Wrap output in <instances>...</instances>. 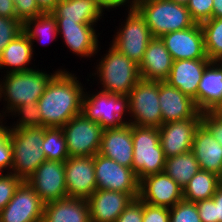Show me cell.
<instances>
[{
  "label": "cell",
  "mask_w": 222,
  "mask_h": 222,
  "mask_svg": "<svg viewBox=\"0 0 222 222\" xmlns=\"http://www.w3.org/2000/svg\"><path fill=\"white\" fill-rule=\"evenodd\" d=\"M128 96L129 124L156 128L162 125V112L159 105V81L141 78Z\"/></svg>",
  "instance_id": "9"
},
{
  "label": "cell",
  "mask_w": 222,
  "mask_h": 222,
  "mask_svg": "<svg viewBox=\"0 0 222 222\" xmlns=\"http://www.w3.org/2000/svg\"><path fill=\"white\" fill-rule=\"evenodd\" d=\"M42 222H91L86 199L66 197L44 205Z\"/></svg>",
  "instance_id": "27"
},
{
  "label": "cell",
  "mask_w": 222,
  "mask_h": 222,
  "mask_svg": "<svg viewBox=\"0 0 222 222\" xmlns=\"http://www.w3.org/2000/svg\"><path fill=\"white\" fill-rule=\"evenodd\" d=\"M58 35L63 38L64 44L78 57L93 58L101 50L97 25L80 24L77 22L56 21ZM98 52V53H97Z\"/></svg>",
  "instance_id": "14"
},
{
  "label": "cell",
  "mask_w": 222,
  "mask_h": 222,
  "mask_svg": "<svg viewBox=\"0 0 222 222\" xmlns=\"http://www.w3.org/2000/svg\"><path fill=\"white\" fill-rule=\"evenodd\" d=\"M4 121H5V119L3 118V116L0 113V127L5 123Z\"/></svg>",
  "instance_id": "51"
},
{
  "label": "cell",
  "mask_w": 222,
  "mask_h": 222,
  "mask_svg": "<svg viewBox=\"0 0 222 222\" xmlns=\"http://www.w3.org/2000/svg\"><path fill=\"white\" fill-rule=\"evenodd\" d=\"M222 106V62L211 61L205 68L197 89V109L210 112Z\"/></svg>",
  "instance_id": "26"
},
{
  "label": "cell",
  "mask_w": 222,
  "mask_h": 222,
  "mask_svg": "<svg viewBox=\"0 0 222 222\" xmlns=\"http://www.w3.org/2000/svg\"><path fill=\"white\" fill-rule=\"evenodd\" d=\"M199 170V163L192 151L166 158L165 161L164 172L182 188Z\"/></svg>",
  "instance_id": "31"
},
{
  "label": "cell",
  "mask_w": 222,
  "mask_h": 222,
  "mask_svg": "<svg viewBox=\"0 0 222 222\" xmlns=\"http://www.w3.org/2000/svg\"><path fill=\"white\" fill-rule=\"evenodd\" d=\"M202 222H216L215 201L213 198L201 200L195 203Z\"/></svg>",
  "instance_id": "44"
},
{
  "label": "cell",
  "mask_w": 222,
  "mask_h": 222,
  "mask_svg": "<svg viewBox=\"0 0 222 222\" xmlns=\"http://www.w3.org/2000/svg\"><path fill=\"white\" fill-rule=\"evenodd\" d=\"M134 198L119 191H94L87 199L91 222H115Z\"/></svg>",
  "instance_id": "20"
},
{
  "label": "cell",
  "mask_w": 222,
  "mask_h": 222,
  "mask_svg": "<svg viewBox=\"0 0 222 222\" xmlns=\"http://www.w3.org/2000/svg\"><path fill=\"white\" fill-rule=\"evenodd\" d=\"M207 57L222 61V18H211L200 24Z\"/></svg>",
  "instance_id": "32"
},
{
  "label": "cell",
  "mask_w": 222,
  "mask_h": 222,
  "mask_svg": "<svg viewBox=\"0 0 222 222\" xmlns=\"http://www.w3.org/2000/svg\"><path fill=\"white\" fill-rule=\"evenodd\" d=\"M133 149L132 124L103 130L99 154L115 160L121 166L131 168Z\"/></svg>",
  "instance_id": "22"
},
{
  "label": "cell",
  "mask_w": 222,
  "mask_h": 222,
  "mask_svg": "<svg viewBox=\"0 0 222 222\" xmlns=\"http://www.w3.org/2000/svg\"><path fill=\"white\" fill-rule=\"evenodd\" d=\"M94 166L97 189L128 193L134 199L139 197L140 181L132 168L121 166L99 153L94 156Z\"/></svg>",
  "instance_id": "11"
},
{
  "label": "cell",
  "mask_w": 222,
  "mask_h": 222,
  "mask_svg": "<svg viewBox=\"0 0 222 222\" xmlns=\"http://www.w3.org/2000/svg\"><path fill=\"white\" fill-rule=\"evenodd\" d=\"M44 205L27 181H23L0 212V222H42Z\"/></svg>",
  "instance_id": "13"
},
{
  "label": "cell",
  "mask_w": 222,
  "mask_h": 222,
  "mask_svg": "<svg viewBox=\"0 0 222 222\" xmlns=\"http://www.w3.org/2000/svg\"><path fill=\"white\" fill-rule=\"evenodd\" d=\"M212 18H222V0H213Z\"/></svg>",
  "instance_id": "49"
},
{
  "label": "cell",
  "mask_w": 222,
  "mask_h": 222,
  "mask_svg": "<svg viewBox=\"0 0 222 222\" xmlns=\"http://www.w3.org/2000/svg\"><path fill=\"white\" fill-rule=\"evenodd\" d=\"M0 16L16 18V10L13 0H0Z\"/></svg>",
  "instance_id": "46"
},
{
  "label": "cell",
  "mask_w": 222,
  "mask_h": 222,
  "mask_svg": "<svg viewBox=\"0 0 222 222\" xmlns=\"http://www.w3.org/2000/svg\"><path fill=\"white\" fill-rule=\"evenodd\" d=\"M84 87L74 73L61 69L37 102L42 127H63L74 116L81 114Z\"/></svg>",
  "instance_id": "1"
},
{
  "label": "cell",
  "mask_w": 222,
  "mask_h": 222,
  "mask_svg": "<svg viewBox=\"0 0 222 222\" xmlns=\"http://www.w3.org/2000/svg\"><path fill=\"white\" fill-rule=\"evenodd\" d=\"M68 197L88 199L97 190L94 156L69 157L65 161Z\"/></svg>",
  "instance_id": "15"
},
{
  "label": "cell",
  "mask_w": 222,
  "mask_h": 222,
  "mask_svg": "<svg viewBox=\"0 0 222 222\" xmlns=\"http://www.w3.org/2000/svg\"><path fill=\"white\" fill-rule=\"evenodd\" d=\"M34 57L33 43L22 31L2 51L0 56V70L5 74L32 70Z\"/></svg>",
  "instance_id": "28"
},
{
  "label": "cell",
  "mask_w": 222,
  "mask_h": 222,
  "mask_svg": "<svg viewBox=\"0 0 222 222\" xmlns=\"http://www.w3.org/2000/svg\"><path fill=\"white\" fill-rule=\"evenodd\" d=\"M136 9L144 17L153 37L184 30L196 23L185 5L172 0H138Z\"/></svg>",
  "instance_id": "5"
},
{
  "label": "cell",
  "mask_w": 222,
  "mask_h": 222,
  "mask_svg": "<svg viewBox=\"0 0 222 222\" xmlns=\"http://www.w3.org/2000/svg\"><path fill=\"white\" fill-rule=\"evenodd\" d=\"M160 38L174 61L209 59L206 55L203 32L199 23L184 30L165 33Z\"/></svg>",
  "instance_id": "17"
},
{
  "label": "cell",
  "mask_w": 222,
  "mask_h": 222,
  "mask_svg": "<svg viewBox=\"0 0 222 222\" xmlns=\"http://www.w3.org/2000/svg\"><path fill=\"white\" fill-rule=\"evenodd\" d=\"M173 58L160 37H154L148 44L138 64L140 77L145 80L165 81L171 72Z\"/></svg>",
  "instance_id": "23"
},
{
  "label": "cell",
  "mask_w": 222,
  "mask_h": 222,
  "mask_svg": "<svg viewBox=\"0 0 222 222\" xmlns=\"http://www.w3.org/2000/svg\"><path fill=\"white\" fill-rule=\"evenodd\" d=\"M26 181L45 204L68 197L65 162L46 160Z\"/></svg>",
  "instance_id": "12"
},
{
  "label": "cell",
  "mask_w": 222,
  "mask_h": 222,
  "mask_svg": "<svg viewBox=\"0 0 222 222\" xmlns=\"http://www.w3.org/2000/svg\"><path fill=\"white\" fill-rule=\"evenodd\" d=\"M12 115V116H11ZM18 117L17 121L10 123L8 128H25V127H42L40 110L37 102H30L16 107L10 114L9 118Z\"/></svg>",
  "instance_id": "34"
},
{
  "label": "cell",
  "mask_w": 222,
  "mask_h": 222,
  "mask_svg": "<svg viewBox=\"0 0 222 222\" xmlns=\"http://www.w3.org/2000/svg\"><path fill=\"white\" fill-rule=\"evenodd\" d=\"M202 118H188L162 124L158 130L166 158L191 151L194 135Z\"/></svg>",
  "instance_id": "18"
},
{
  "label": "cell",
  "mask_w": 222,
  "mask_h": 222,
  "mask_svg": "<svg viewBox=\"0 0 222 222\" xmlns=\"http://www.w3.org/2000/svg\"><path fill=\"white\" fill-rule=\"evenodd\" d=\"M143 201L138 197L125 208L115 222H142Z\"/></svg>",
  "instance_id": "43"
},
{
  "label": "cell",
  "mask_w": 222,
  "mask_h": 222,
  "mask_svg": "<svg viewBox=\"0 0 222 222\" xmlns=\"http://www.w3.org/2000/svg\"><path fill=\"white\" fill-rule=\"evenodd\" d=\"M42 150L47 160L65 162L70 157L62 127L45 128Z\"/></svg>",
  "instance_id": "33"
},
{
  "label": "cell",
  "mask_w": 222,
  "mask_h": 222,
  "mask_svg": "<svg viewBox=\"0 0 222 222\" xmlns=\"http://www.w3.org/2000/svg\"><path fill=\"white\" fill-rule=\"evenodd\" d=\"M101 3V6L106 10L110 11L111 9L113 10H118L120 7H128L125 8V10H131V9H136L137 6V1L138 0H99ZM118 7V8H117Z\"/></svg>",
  "instance_id": "45"
},
{
  "label": "cell",
  "mask_w": 222,
  "mask_h": 222,
  "mask_svg": "<svg viewBox=\"0 0 222 222\" xmlns=\"http://www.w3.org/2000/svg\"><path fill=\"white\" fill-rule=\"evenodd\" d=\"M212 198L215 201L216 222H222V184L218 187Z\"/></svg>",
  "instance_id": "47"
},
{
  "label": "cell",
  "mask_w": 222,
  "mask_h": 222,
  "mask_svg": "<svg viewBox=\"0 0 222 222\" xmlns=\"http://www.w3.org/2000/svg\"><path fill=\"white\" fill-rule=\"evenodd\" d=\"M59 1L60 0H36V3L40 10L45 13L52 12Z\"/></svg>",
  "instance_id": "48"
},
{
  "label": "cell",
  "mask_w": 222,
  "mask_h": 222,
  "mask_svg": "<svg viewBox=\"0 0 222 222\" xmlns=\"http://www.w3.org/2000/svg\"><path fill=\"white\" fill-rule=\"evenodd\" d=\"M53 73L38 68L24 72L4 74L0 77V102H5L1 115L7 121L9 114L18 106L38 102L45 92L50 80L61 70ZM3 80H2V79Z\"/></svg>",
  "instance_id": "2"
},
{
  "label": "cell",
  "mask_w": 222,
  "mask_h": 222,
  "mask_svg": "<svg viewBox=\"0 0 222 222\" xmlns=\"http://www.w3.org/2000/svg\"><path fill=\"white\" fill-rule=\"evenodd\" d=\"M202 123L210 130L216 141L222 146V106L210 112H203Z\"/></svg>",
  "instance_id": "40"
},
{
  "label": "cell",
  "mask_w": 222,
  "mask_h": 222,
  "mask_svg": "<svg viewBox=\"0 0 222 222\" xmlns=\"http://www.w3.org/2000/svg\"><path fill=\"white\" fill-rule=\"evenodd\" d=\"M169 213V222H202L196 204L184 199L169 208Z\"/></svg>",
  "instance_id": "35"
},
{
  "label": "cell",
  "mask_w": 222,
  "mask_h": 222,
  "mask_svg": "<svg viewBox=\"0 0 222 222\" xmlns=\"http://www.w3.org/2000/svg\"><path fill=\"white\" fill-rule=\"evenodd\" d=\"M23 24L17 18L0 16V56L4 48L22 32Z\"/></svg>",
  "instance_id": "37"
},
{
  "label": "cell",
  "mask_w": 222,
  "mask_h": 222,
  "mask_svg": "<svg viewBox=\"0 0 222 222\" xmlns=\"http://www.w3.org/2000/svg\"><path fill=\"white\" fill-rule=\"evenodd\" d=\"M22 31L33 43V52H35L34 46H36L34 42L45 45L54 41L59 36L56 18L51 12H45L35 18L26 20L23 23Z\"/></svg>",
  "instance_id": "30"
},
{
  "label": "cell",
  "mask_w": 222,
  "mask_h": 222,
  "mask_svg": "<svg viewBox=\"0 0 222 222\" xmlns=\"http://www.w3.org/2000/svg\"><path fill=\"white\" fill-rule=\"evenodd\" d=\"M45 127L9 128L13 166L11 173L26 181L46 161L42 150Z\"/></svg>",
  "instance_id": "4"
},
{
  "label": "cell",
  "mask_w": 222,
  "mask_h": 222,
  "mask_svg": "<svg viewBox=\"0 0 222 222\" xmlns=\"http://www.w3.org/2000/svg\"><path fill=\"white\" fill-rule=\"evenodd\" d=\"M23 180L11 172L0 173V212L12 199Z\"/></svg>",
  "instance_id": "36"
},
{
  "label": "cell",
  "mask_w": 222,
  "mask_h": 222,
  "mask_svg": "<svg viewBox=\"0 0 222 222\" xmlns=\"http://www.w3.org/2000/svg\"><path fill=\"white\" fill-rule=\"evenodd\" d=\"M159 105L162 124L188 118H202L194 100L165 81H159Z\"/></svg>",
  "instance_id": "19"
},
{
  "label": "cell",
  "mask_w": 222,
  "mask_h": 222,
  "mask_svg": "<svg viewBox=\"0 0 222 222\" xmlns=\"http://www.w3.org/2000/svg\"><path fill=\"white\" fill-rule=\"evenodd\" d=\"M16 18L23 24L26 20L41 15L43 12L38 7L36 0H13Z\"/></svg>",
  "instance_id": "41"
},
{
  "label": "cell",
  "mask_w": 222,
  "mask_h": 222,
  "mask_svg": "<svg viewBox=\"0 0 222 222\" xmlns=\"http://www.w3.org/2000/svg\"><path fill=\"white\" fill-rule=\"evenodd\" d=\"M172 1L186 6L189 0H172Z\"/></svg>",
  "instance_id": "50"
},
{
  "label": "cell",
  "mask_w": 222,
  "mask_h": 222,
  "mask_svg": "<svg viewBox=\"0 0 222 222\" xmlns=\"http://www.w3.org/2000/svg\"><path fill=\"white\" fill-rule=\"evenodd\" d=\"M169 208L154 206L143 202V220L142 222H169Z\"/></svg>",
  "instance_id": "42"
},
{
  "label": "cell",
  "mask_w": 222,
  "mask_h": 222,
  "mask_svg": "<svg viewBox=\"0 0 222 222\" xmlns=\"http://www.w3.org/2000/svg\"><path fill=\"white\" fill-rule=\"evenodd\" d=\"M139 198L154 206L171 208L183 200V188L163 171L140 180Z\"/></svg>",
  "instance_id": "16"
},
{
  "label": "cell",
  "mask_w": 222,
  "mask_h": 222,
  "mask_svg": "<svg viewBox=\"0 0 222 222\" xmlns=\"http://www.w3.org/2000/svg\"><path fill=\"white\" fill-rule=\"evenodd\" d=\"M210 62V59L174 61L171 72L165 82L191 97L197 107V89L202 74Z\"/></svg>",
  "instance_id": "21"
},
{
  "label": "cell",
  "mask_w": 222,
  "mask_h": 222,
  "mask_svg": "<svg viewBox=\"0 0 222 222\" xmlns=\"http://www.w3.org/2000/svg\"><path fill=\"white\" fill-rule=\"evenodd\" d=\"M12 166V147L9 140V128L4 123L0 127V173L5 171L11 172Z\"/></svg>",
  "instance_id": "38"
},
{
  "label": "cell",
  "mask_w": 222,
  "mask_h": 222,
  "mask_svg": "<svg viewBox=\"0 0 222 222\" xmlns=\"http://www.w3.org/2000/svg\"><path fill=\"white\" fill-rule=\"evenodd\" d=\"M70 157L95 156L100 151L103 128L84 114L74 116L62 127Z\"/></svg>",
  "instance_id": "10"
},
{
  "label": "cell",
  "mask_w": 222,
  "mask_h": 222,
  "mask_svg": "<svg viewBox=\"0 0 222 222\" xmlns=\"http://www.w3.org/2000/svg\"><path fill=\"white\" fill-rule=\"evenodd\" d=\"M133 161L132 170L138 180L164 171L166 157L160 143V133L156 127L132 124Z\"/></svg>",
  "instance_id": "7"
},
{
  "label": "cell",
  "mask_w": 222,
  "mask_h": 222,
  "mask_svg": "<svg viewBox=\"0 0 222 222\" xmlns=\"http://www.w3.org/2000/svg\"><path fill=\"white\" fill-rule=\"evenodd\" d=\"M191 151L199 163L200 170L210 171L222 177V146L203 123L195 132Z\"/></svg>",
  "instance_id": "24"
},
{
  "label": "cell",
  "mask_w": 222,
  "mask_h": 222,
  "mask_svg": "<svg viewBox=\"0 0 222 222\" xmlns=\"http://www.w3.org/2000/svg\"><path fill=\"white\" fill-rule=\"evenodd\" d=\"M104 11L99 0H60L51 13L56 21L96 25Z\"/></svg>",
  "instance_id": "25"
},
{
  "label": "cell",
  "mask_w": 222,
  "mask_h": 222,
  "mask_svg": "<svg viewBox=\"0 0 222 222\" xmlns=\"http://www.w3.org/2000/svg\"><path fill=\"white\" fill-rule=\"evenodd\" d=\"M108 51L96 62L93 79H98L100 91L115 95H129L141 79L139 66L136 62L123 55L109 44ZM97 75V76H96ZM97 77V78H96Z\"/></svg>",
  "instance_id": "3"
},
{
  "label": "cell",
  "mask_w": 222,
  "mask_h": 222,
  "mask_svg": "<svg viewBox=\"0 0 222 222\" xmlns=\"http://www.w3.org/2000/svg\"><path fill=\"white\" fill-rule=\"evenodd\" d=\"M86 90L82 99V114L88 119L97 122L103 129L120 128L130 123V119L125 117L130 116L128 95H115L100 90L90 93Z\"/></svg>",
  "instance_id": "6"
},
{
  "label": "cell",
  "mask_w": 222,
  "mask_h": 222,
  "mask_svg": "<svg viewBox=\"0 0 222 222\" xmlns=\"http://www.w3.org/2000/svg\"><path fill=\"white\" fill-rule=\"evenodd\" d=\"M128 13V14H127ZM125 20L116 26L111 45L139 64L149 42L154 38L144 17L137 9L127 10ZM123 23V24H122Z\"/></svg>",
  "instance_id": "8"
},
{
  "label": "cell",
  "mask_w": 222,
  "mask_h": 222,
  "mask_svg": "<svg viewBox=\"0 0 222 222\" xmlns=\"http://www.w3.org/2000/svg\"><path fill=\"white\" fill-rule=\"evenodd\" d=\"M222 184V177L210 171L199 170L183 188V199L196 203L211 199Z\"/></svg>",
  "instance_id": "29"
},
{
  "label": "cell",
  "mask_w": 222,
  "mask_h": 222,
  "mask_svg": "<svg viewBox=\"0 0 222 222\" xmlns=\"http://www.w3.org/2000/svg\"><path fill=\"white\" fill-rule=\"evenodd\" d=\"M186 7L196 23L201 24L212 18L213 0H189Z\"/></svg>",
  "instance_id": "39"
}]
</instances>
